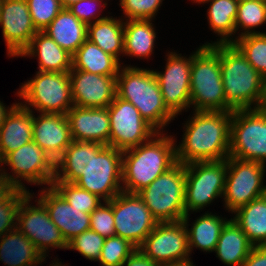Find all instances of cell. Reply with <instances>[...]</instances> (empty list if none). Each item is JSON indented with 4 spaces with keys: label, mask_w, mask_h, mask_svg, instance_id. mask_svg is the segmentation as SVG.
Returning <instances> with one entry per match:
<instances>
[{
    "label": "cell",
    "mask_w": 266,
    "mask_h": 266,
    "mask_svg": "<svg viewBox=\"0 0 266 266\" xmlns=\"http://www.w3.org/2000/svg\"><path fill=\"white\" fill-rule=\"evenodd\" d=\"M33 141L56 162L71 144L66 115L33 112Z\"/></svg>",
    "instance_id": "21"
},
{
    "label": "cell",
    "mask_w": 266,
    "mask_h": 266,
    "mask_svg": "<svg viewBox=\"0 0 266 266\" xmlns=\"http://www.w3.org/2000/svg\"><path fill=\"white\" fill-rule=\"evenodd\" d=\"M20 84L15 95L32 112L66 115L74 106L69 72L36 71Z\"/></svg>",
    "instance_id": "6"
},
{
    "label": "cell",
    "mask_w": 266,
    "mask_h": 266,
    "mask_svg": "<svg viewBox=\"0 0 266 266\" xmlns=\"http://www.w3.org/2000/svg\"><path fill=\"white\" fill-rule=\"evenodd\" d=\"M35 28L43 31L64 8L60 0H26Z\"/></svg>",
    "instance_id": "41"
},
{
    "label": "cell",
    "mask_w": 266,
    "mask_h": 266,
    "mask_svg": "<svg viewBox=\"0 0 266 266\" xmlns=\"http://www.w3.org/2000/svg\"><path fill=\"white\" fill-rule=\"evenodd\" d=\"M163 266H196V265H194L193 259L190 258V259L185 260V261L174 262V263L166 264Z\"/></svg>",
    "instance_id": "49"
},
{
    "label": "cell",
    "mask_w": 266,
    "mask_h": 266,
    "mask_svg": "<svg viewBox=\"0 0 266 266\" xmlns=\"http://www.w3.org/2000/svg\"><path fill=\"white\" fill-rule=\"evenodd\" d=\"M69 76L74 106L108 107L116 97V77L71 69Z\"/></svg>",
    "instance_id": "19"
},
{
    "label": "cell",
    "mask_w": 266,
    "mask_h": 266,
    "mask_svg": "<svg viewBox=\"0 0 266 266\" xmlns=\"http://www.w3.org/2000/svg\"><path fill=\"white\" fill-rule=\"evenodd\" d=\"M232 112L191 111L182 123L176 159L181 164L225 160L229 157ZM181 141V142H180Z\"/></svg>",
    "instance_id": "1"
},
{
    "label": "cell",
    "mask_w": 266,
    "mask_h": 266,
    "mask_svg": "<svg viewBox=\"0 0 266 266\" xmlns=\"http://www.w3.org/2000/svg\"><path fill=\"white\" fill-rule=\"evenodd\" d=\"M138 249L161 266L192 258L183 221L158 222Z\"/></svg>",
    "instance_id": "17"
},
{
    "label": "cell",
    "mask_w": 266,
    "mask_h": 266,
    "mask_svg": "<svg viewBox=\"0 0 266 266\" xmlns=\"http://www.w3.org/2000/svg\"><path fill=\"white\" fill-rule=\"evenodd\" d=\"M165 0H119V7L123 15L121 18L127 20L156 19L161 6Z\"/></svg>",
    "instance_id": "40"
},
{
    "label": "cell",
    "mask_w": 266,
    "mask_h": 266,
    "mask_svg": "<svg viewBox=\"0 0 266 266\" xmlns=\"http://www.w3.org/2000/svg\"><path fill=\"white\" fill-rule=\"evenodd\" d=\"M52 187L69 203L83 213L90 214L103 200L97 195L78 187L75 183L53 181Z\"/></svg>",
    "instance_id": "37"
},
{
    "label": "cell",
    "mask_w": 266,
    "mask_h": 266,
    "mask_svg": "<svg viewBox=\"0 0 266 266\" xmlns=\"http://www.w3.org/2000/svg\"><path fill=\"white\" fill-rule=\"evenodd\" d=\"M158 132L149 141L122 152V190L138 194L176 163L174 134Z\"/></svg>",
    "instance_id": "2"
},
{
    "label": "cell",
    "mask_w": 266,
    "mask_h": 266,
    "mask_svg": "<svg viewBox=\"0 0 266 266\" xmlns=\"http://www.w3.org/2000/svg\"><path fill=\"white\" fill-rule=\"evenodd\" d=\"M17 188L4 176L0 174V203L7 200Z\"/></svg>",
    "instance_id": "47"
},
{
    "label": "cell",
    "mask_w": 266,
    "mask_h": 266,
    "mask_svg": "<svg viewBox=\"0 0 266 266\" xmlns=\"http://www.w3.org/2000/svg\"><path fill=\"white\" fill-rule=\"evenodd\" d=\"M108 1L109 0H81L70 5L68 9L81 22L88 26L111 15L109 11L106 15L103 13L107 10L106 8L109 5Z\"/></svg>",
    "instance_id": "42"
},
{
    "label": "cell",
    "mask_w": 266,
    "mask_h": 266,
    "mask_svg": "<svg viewBox=\"0 0 266 266\" xmlns=\"http://www.w3.org/2000/svg\"><path fill=\"white\" fill-rule=\"evenodd\" d=\"M88 164V141L72 140L63 155L55 162V179L74 183Z\"/></svg>",
    "instance_id": "34"
},
{
    "label": "cell",
    "mask_w": 266,
    "mask_h": 266,
    "mask_svg": "<svg viewBox=\"0 0 266 266\" xmlns=\"http://www.w3.org/2000/svg\"><path fill=\"white\" fill-rule=\"evenodd\" d=\"M266 165L256 161L227 158L222 201L229 214L266 194ZM265 182V183H264Z\"/></svg>",
    "instance_id": "11"
},
{
    "label": "cell",
    "mask_w": 266,
    "mask_h": 266,
    "mask_svg": "<svg viewBox=\"0 0 266 266\" xmlns=\"http://www.w3.org/2000/svg\"><path fill=\"white\" fill-rule=\"evenodd\" d=\"M34 203H33V201ZM17 228L36 246L46 259L50 251L67 250L68 243L51 220L45 205L29 192L22 200L17 214Z\"/></svg>",
    "instance_id": "13"
},
{
    "label": "cell",
    "mask_w": 266,
    "mask_h": 266,
    "mask_svg": "<svg viewBox=\"0 0 266 266\" xmlns=\"http://www.w3.org/2000/svg\"><path fill=\"white\" fill-rule=\"evenodd\" d=\"M113 216V198L103 201L90 213V229L104 238L116 236Z\"/></svg>",
    "instance_id": "43"
},
{
    "label": "cell",
    "mask_w": 266,
    "mask_h": 266,
    "mask_svg": "<svg viewBox=\"0 0 266 266\" xmlns=\"http://www.w3.org/2000/svg\"><path fill=\"white\" fill-rule=\"evenodd\" d=\"M108 16L105 19L87 26V39L100 47L105 53L114 56L123 66L124 20L118 16ZM122 56V57H121Z\"/></svg>",
    "instance_id": "31"
},
{
    "label": "cell",
    "mask_w": 266,
    "mask_h": 266,
    "mask_svg": "<svg viewBox=\"0 0 266 266\" xmlns=\"http://www.w3.org/2000/svg\"><path fill=\"white\" fill-rule=\"evenodd\" d=\"M70 263H63L62 260L60 261L59 258H53V260H51V262L49 263V266H70Z\"/></svg>",
    "instance_id": "50"
},
{
    "label": "cell",
    "mask_w": 266,
    "mask_h": 266,
    "mask_svg": "<svg viewBox=\"0 0 266 266\" xmlns=\"http://www.w3.org/2000/svg\"><path fill=\"white\" fill-rule=\"evenodd\" d=\"M253 246L231 217L222 228L214 253L226 266H242Z\"/></svg>",
    "instance_id": "29"
},
{
    "label": "cell",
    "mask_w": 266,
    "mask_h": 266,
    "mask_svg": "<svg viewBox=\"0 0 266 266\" xmlns=\"http://www.w3.org/2000/svg\"><path fill=\"white\" fill-rule=\"evenodd\" d=\"M266 26L264 0H239L235 20L236 39L248 34H265L260 28Z\"/></svg>",
    "instance_id": "35"
},
{
    "label": "cell",
    "mask_w": 266,
    "mask_h": 266,
    "mask_svg": "<svg viewBox=\"0 0 266 266\" xmlns=\"http://www.w3.org/2000/svg\"><path fill=\"white\" fill-rule=\"evenodd\" d=\"M227 159L199 161L185 165V212H204L217 199L223 198Z\"/></svg>",
    "instance_id": "10"
},
{
    "label": "cell",
    "mask_w": 266,
    "mask_h": 266,
    "mask_svg": "<svg viewBox=\"0 0 266 266\" xmlns=\"http://www.w3.org/2000/svg\"><path fill=\"white\" fill-rule=\"evenodd\" d=\"M9 170L11 172H8ZM0 174L4 175L17 189L32 192L33 190L30 191L26 183L38 188L52 186L55 179V162L32 140L8 153L0 161Z\"/></svg>",
    "instance_id": "8"
},
{
    "label": "cell",
    "mask_w": 266,
    "mask_h": 266,
    "mask_svg": "<svg viewBox=\"0 0 266 266\" xmlns=\"http://www.w3.org/2000/svg\"><path fill=\"white\" fill-rule=\"evenodd\" d=\"M19 103V101L13 102L10 106L3 103L0 100V128L2 124L5 122L7 115L11 112V110ZM5 104V105H4Z\"/></svg>",
    "instance_id": "48"
},
{
    "label": "cell",
    "mask_w": 266,
    "mask_h": 266,
    "mask_svg": "<svg viewBox=\"0 0 266 266\" xmlns=\"http://www.w3.org/2000/svg\"><path fill=\"white\" fill-rule=\"evenodd\" d=\"M116 236L138 248L158 223L138 194L120 192L113 198Z\"/></svg>",
    "instance_id": "16"
},
{
    "label": "cell",
    "mask_w": 266,
    "mask_h": 266,
    "mask_svg": "<svg viewBox=\"0 0 266 266\" xmlns=\"http://www.w3.org/2000/svg\"><path fill=\"white\" fill-rule=\"evenodd\" d=\"M122 266H161L145 256L138 248L126 259Z\"/></svg>",
    "instance_id": "46"
},
{
    "label": "cell",
    "mask_w": 266,
    "mask_h": 266,
    "mask_svg": "<svg viewBox=\"0 0 266 266\" xmlns=\"http://www.w3.org/2000/svg\"><path fill=\"white\" fill-rule=\"evenodd\" d=\"M107 108L110 117L109 146L124 151L149 141L158 133L132 103L117 95Z\"/></svg>",
    "instance_id": "15"
},
{
    "label": "cell",
    "mask_w": 266,
    "mask_h": 266,
    "mask_svg": "<svg viewBox=\"0 0 266 266\" xmlns=\"http://www.w3.org/2000/svg\"><path fill=\"white\" fill-rule=\"evenodd\" d=\"M211 47L220 55L226 112L260 108L264 98L265 78L233 43L215 44Z\"/></svg>",
    "instance_id": "3"
},
{
    "label": "cell",
    "mask_w": 266,
    "mask_h": 266,
    "mask_svg": "<svg viewBox=\"0 0 266 266\" xmlns=\"http://www.w3.org/2000/svg\"><path fill=\"white\" fill-rule=\"evenodd\" d=\"M262 110L266 111V78H265V86H264V98L260 107Z\"/></svg>",
    "instance_id": "52"
},
{
    "label": "cell",
    "mask_w": 266,
    "mask_h": 266,
    "mask_svg": "<svg viewBox=\"0 0 266 266\" xmlns=\"http://www.w3.org/2000/svg\"><path fill=\"white\" fill-rule=\"evenodd\" d=\"M46 260L18 228L0 237V261L4 266H41Z\"/></svg>",
    "instance_id": "28"
},
{
    "label": "cell",
    "mask_w": 266,
    "mask_h": 266,
    "mask_svg": "<svg viewBox=\"0 0 266 266\" xmlns=\"http://www.w3.org/2000/svg\"><path fill=\"white\" fill-rule=\"evenodd\" d=\"M233 44L255 70L266 78V33L244 35L237 38Z\"/></svg>",
    "instance_id": "36"
},
{
    "label": "cell",
    "mask_w": 266,
    "mask_h": 266,
    "mask_svg": "<svg viewBox=\"0 0 266 266\" xmlns=\"http://www.w3.org/2000/svg\"><path fill=\"white\" fill-rule=\"evenodd\" d=\"M0 28L9 58H17L31 43L38 32L35 28L26 0H2Z\"/></svg>",
    "instance_id": "18"
},
{
    "label": "cell",
    "mask_w": 266,
    "mask_h": 266,
    "mask_svg": "<svg viewBox=\"0 0 266 266\" xmlns=\"http://www.w3.org/2000/svg\"><path fill=\"white\" fill-rule=\"evenodd\" d=\"M106 238L89 229L68 242L67 250L77 251L86 260L97 262Z\"/></svg>",
    "instance_id": "39"
},
{
    "label": "cell",
    "mask_w": 266,
    "mask_h": 266,
    "mask_svg": "<svg viewBox=\"0 0 266 266\" xmlns=\"http://www.w3.org/2000/svg\"><path fill=\"white\" fill-rule=\"evenodd\" d=\"M205 211L199 217L197 216L191 224L190 214L183 217V222L188 231L189 249L192 252L196 248L206 253H212L215 250L222 228L229 220L226 215L223 217L217 213ZM190 227V228H189Z\"/></svg>",
    "instance_id": "26"
},
{
    "label": "cell",
    "mask_w": 266,
    "mask_h": 266,
    "mask_svg": "<svg viewBox=\"0 0 266 266\" xmlns=\"http://www.w3.org/2000/svg\"><path fill=\"white\" fill-rule=\"evenodd\" d=\"M28 191L17 189L7 200L0 203V237L17 228V214Z\"/></svg>",
    "instance_id": "44"
},
{
    "label": "cell",
    "mask_w": 266,
    "mask_h": 266,
    "mask_svg": "<svg viewBox=\"0 0 266 266\" xmlns=\"http://www.w3.org/2000/svg\"><path fill=\"white\" fill-rule=\"evenodd\" d=\"M254 246L266 245V194L231 214Z\"/></svg>",
    "instance_id": "33"
},
{
    "label": "cell",
    "mask_w": 266,
    "mask_h": 266,
    "mask_svg": "<svg viewBox=\"0 0 266 266\" xmlns=\"http://www.w3.org/2000/svg\"><path fill=\"white\" fill-rule=\"evenodd\" d=\"M242 266H266V245L253 246Z\"/></svg>",
    "instance_id": "45"
},
{
    "label": "cell",
    "mask_w": 266,
    "mask_h": 266,
    "mask_svg": "<svg viewBox=\"0 0 266 266\" xmlns=\"http://www.w3.org/2000/svg\"><path fill=\"white\" fill-rule=\"evenodd\" d=\"M185 165L177 162L138 195L157 222L182 221L185 212Z\"/></svg>",
    "instance_id": "9"
},
{
    "label": "cell",
    "mask_w": 266,
    "mask_h": 266,
    "mask_svg": "<svg viewBox=\"0 0 266 266\" xmlns=\"http://www.w3.org/2000/svg\"><path fill=\"white\" fill-rule=\"evenodd\" d=\"M72 140L109 145L110 117L108 108L73 106L66 114Z\"/></svg>",
    "instance_id": "22"
},
{
    "label": "cell",
    "mask_w": 266,
    "mask_h": 266,
    "mask_svg": "<svg viewBox=\"0 0 266 266\" xmlns=\"http://www.w3.org/2000/svg\"><path fill=\"white\" fill-rule=\"evenodd\" d=\"M229 157L266 165V111L253 108L232 112Z\"/></svg>",
    "instance_id": "12"
},
{
    "label": "cell",
    "mask_w": 266,
    "mask_h": 266,
    "mask_svg": "<svg viewBox=\"0 0 266 266\" xmlns=\"http://www.w3.org/2000/svg\"><path fill=\"white\" fill-rule=\"evenodd\" d=\"M60 1H61V4L64 8H68L73 3H76V2L81 1V0H60Z\"/></svg>",
    "instance_id": "51"
},
{
    "label": "cell",
    "mask_w": 266,
    "mask_h": 266,
    "mask_svg": "<svg viewBox=\"0 0 266 266\" xmlns=\"http://www.w3.org/2000/svg\"><path fill=\"white\" fill-rule=\"evenodd\" d=\"M154 21V19L124 21L123 57L148 61L152 59L158 39Z\"/></svg>",
    "instance_id": "27"
},
{
    "label": "cell",
    "mask_w": 266,
    "mask_h": 266,
    "mask_svg": "<svg viewBox=\"0 0 266 266\" xmlns=\"http://www.w3.org/2000/svg\"><path fill=\"white\" fill-rule=\"evenodd\" d=\"M34 195L45 205L67 243L90 229V214L71 206L52 186L41 188Z\"/></svg>",
    "instance_id": "20"
},
{
    "label": "cell",
    "mask_w": 266,
    "mask_h": 266,
    "mask_svg": "<svg viewBox=\"0 0 266 266\" xmlns=\"http://www.w3.org/2000/svg\"><path fill=\"white\" fill-rule=\"evenodd\" d=\"M122 150L88 141V164L74 182L78 187L110 201L122 192Z\"/></svg>",
    "instance_id": "7"
},
{
    "label": "cell",
    "mask_w": 266,
    "mask_h": 266,
    "mask_svg": "<svg viewBox=\"0 0 266 266\" xmlns=\"http://www.w3.org/2000/svg\"><path fill=\"white\" fill-rule=\"evenodd\" d=\"M19 57L37 59L38 71L69 72L72 69V55L43 31L33 36L30 45Z\"/></svg>",
    "instance_id": "24"
},
{
    "label": "cell",
    "mask_w": 266,
    "mask_h": 266,
    "mask_svg": "<svg viewBox=\"0 0 266 266\" xmlns=\"http://www.w3.org/2000/svg\"><path fill=\"white\" fill-rule=\"evenodd\" d=\"M193 4L207 7V24L212 33L218 37L215 41H206L203 46L215 44H229L236 40L235 20L237 17L239 0H189Z\"/></svg>",
    "instance_id": "23"
},
{
    "label": "cell",
    "mask_w": 266,
    "mask_h": 266,
    "mask_svg": "<svg viewBox=\"0 0 266 266\" xmlns=\"http://www.w3.org/2000/svg\"><path fill=\"white\" fill-rule=\"evenodd\" d=\"M195 49L190 74V110L226 111L220 55L211 46L199 45Z\"/></svg>",
    "instance_id": "5"
},
{
    "label": "cell",
    "mask_w": 266,
    "mask_h": 266,
    "mask_svg": "<svg viewBox=\"0 0 266 266\" xmlns=\"http://www.w3.org/2000/svg\"><path fill=\"white\" fill-rule=\"evenodd\" d=\"M33 112L18 103L0 128V161L33 140Z\"/></svg>",
    "instance_id": "25"
},
{
    "label": "cell",
    "mask_w": 266,
    "mask_h": 266,
    "mask_svg": "<svg viewBox=\"0 0 266 266\" xmlns=\"http://www.w3.org/2000/svg\"><path fill=\"white\" fill-rule=\"evenodd\" d=\"M135 249L136 247L127 239L119 236L108 237L104 241L97 262L99 266H122Z\"/></svg>",
    "instance_id": "38"
},
{
    "label": "cell",
    "mask_w": 266,
    "mask_h": 266,
    "mask_svg": "<svg viewBox=\"0 0 266 266\" xmlns=\"http://www.w3.org/2000/svg\"><path fill=\"white\" fill-rule=\"evenodd\" d=\"M179 52L168 50L165 52L166 62L162 71L152 69L158 80L164 103L176 117L182 115L184 111H190V74L193 58V51L189 56Z\"/></svg>",
    "instance_id": "14"
},
{
    "label": "cell",
    "mask_w": 266,
    "mask_h": 266,
    "mask_svg": "<svg viewBox=\"0 0 266 266\" xmlns=\"http://www.w3.org/2000/svg\"><path fill=\"white\" fill-rule=\"evenodd\" d=\"M122 64L88 39L72 55V68L103 76H117Z\"/></svg>",
    "instance_id": "32"
},
{
    "label": "cell",
    "mask_w": 266,
    "mask_h": 266,
    "mask_svg": "<svg viewBox=\"0 0 266 266\" xmlns=\"http://www.w3.org/2000/svg\"><path fill=\"white\" fill-rule=\"evenodd\" d=\"M116 95L132 103L157 132H168L167 127L177 118L165 105L152 68L122 65L116 77Z\"/></svg>",
    "instance_id": "4"
},
{
    "label": "cell",
    "mask_w": 266,
    "mask_h": 266,
    "mask_svg": "<svg viewBox=\"0 0 266 266\" xmlns=\"http://www.w3.org/2000/svg\"><path fill=\"white\" fill-rule=\"evenodd\" d=\"M43 32L71 55L87 40V25L68 8H63Z\"/></svg>",
    "instance_id": "30"
}]
</instances>
